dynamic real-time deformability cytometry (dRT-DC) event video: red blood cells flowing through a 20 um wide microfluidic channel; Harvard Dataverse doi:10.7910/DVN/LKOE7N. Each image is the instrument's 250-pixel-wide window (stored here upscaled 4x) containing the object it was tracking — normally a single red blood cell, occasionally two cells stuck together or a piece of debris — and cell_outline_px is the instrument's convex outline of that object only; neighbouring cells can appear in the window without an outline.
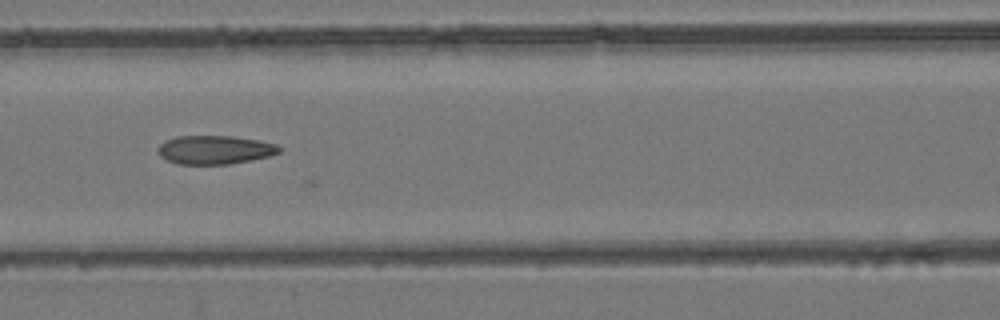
{"species": "common noctule bat (a hibernating species)", "species_latin": "Nyctalus noctula", "temperature_condition": "room temperature", "stored_images_in_passage": 29, "camera_frame_rate_fps": 3000, "um_per_image_px": 0.085, "animal": {"sex": "female", "body_mass_g": 24.6, "forearm_length_mm": 56.2}, "frame": {"image": 1, "passage_image": 23, "time_ms": 7.333, "image_size_px": [1000, 320], "cell_outline_px": [[280, 152], [268, 156], [252, 160], [232, 164], [176, 164], [160, 156], [156, 148], [164, 140], [176, 136], [232, 136], [260, 140], [276, 144], [280, 148]], "centroid_in_image_um": [18.23, 12.73], "position_along_channel_um": 148.4, "area_um2": 20.4}}
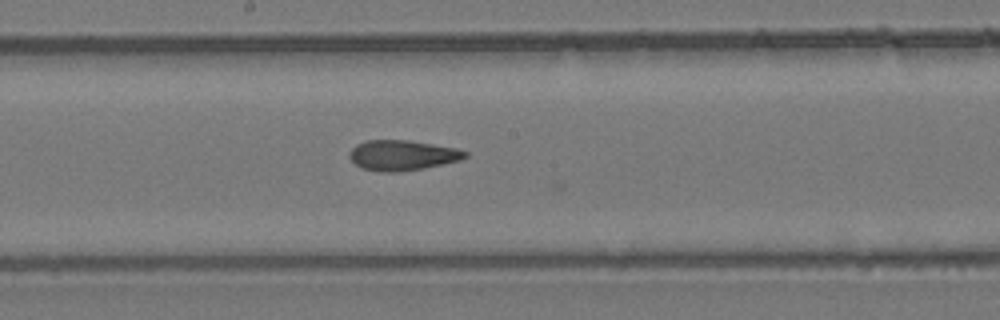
{"frame": {"image": 2, "passage_image": 28, "time_ms": 9.0, "image_size_px": [1000, 320], "cell_outline_px": [[468, 156], [460, 160], [424, 168], [400, 172], [380, 172], [360, 168], [348, 156], [348, 152], [356, 144], [368, 140], [408, 140], [456, 148], [468, 152]], "centroid_in_image_um": [34.17, 13.2], "position_along_channel_um": 214.0, "area_um2": 20.46}}